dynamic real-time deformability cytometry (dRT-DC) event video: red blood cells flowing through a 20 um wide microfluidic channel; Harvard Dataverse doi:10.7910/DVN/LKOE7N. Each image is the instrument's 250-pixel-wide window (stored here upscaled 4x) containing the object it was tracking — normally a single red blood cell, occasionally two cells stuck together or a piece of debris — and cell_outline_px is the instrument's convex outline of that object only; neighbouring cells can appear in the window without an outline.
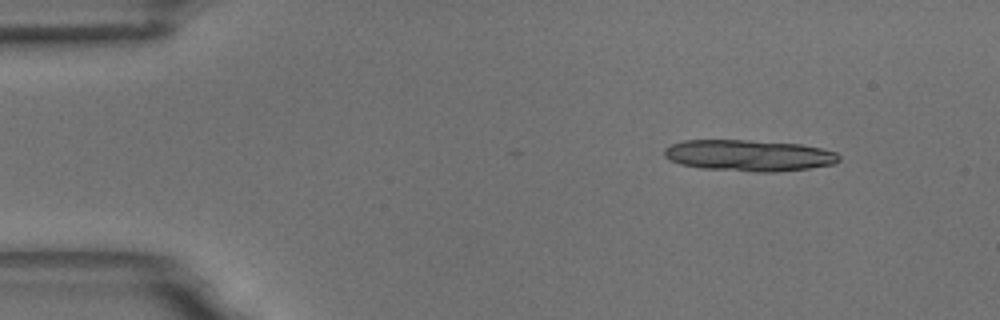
{"species": "common noctule bat (a hibernating species)", "species_latin": "Nyctalus noctula", "temperature_condition": "room temperature", "stored_images_in_passage": 6, "camera_frame_rate_fps": 3000, "um_per_image_px": 0.085, "animal": {"sex": "male", "body_mass_g": 18.8}, "frame": {"image": 1, "passage_image": 1, "time_ms": 0.0, "image_size_px": [1000, 320], "cell_outline_px": [[840, 160], [836, 164], [808, 168], [776, 172], [752, 172], [700, 168], [680, 164], [668, 160], [664, 156], [664, 148], [672, 144], [684, 140], [748, 140], [800, 144], [820, 148], [836, 152], [840, 156]], "centroid_in_image_um": [63.64, 13.22], "position_along_channel_um": 21.4, "area_um2": 32.14}}